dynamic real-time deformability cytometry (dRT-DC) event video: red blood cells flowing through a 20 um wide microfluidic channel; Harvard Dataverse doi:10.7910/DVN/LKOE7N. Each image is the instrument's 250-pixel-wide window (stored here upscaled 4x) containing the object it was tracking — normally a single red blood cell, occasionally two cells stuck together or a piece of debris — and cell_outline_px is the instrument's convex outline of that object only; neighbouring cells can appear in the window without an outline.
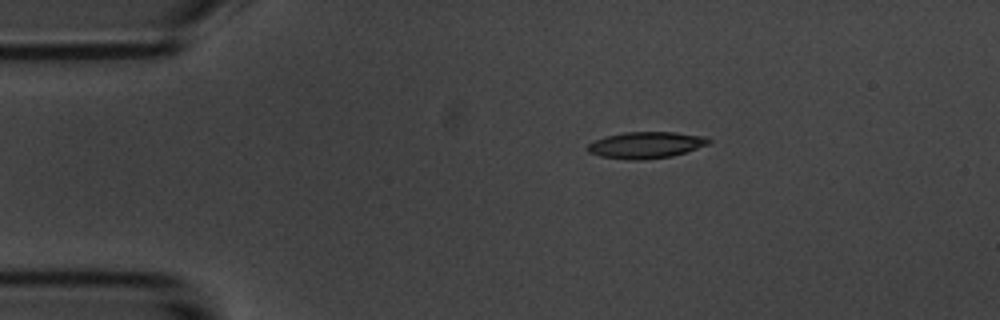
{"species": "common noctule bat (a hibernating species)", "species_latin": "Nyctalus noctula", "temperature_condition": "room temperature", "stored_images_in_passage": 7, "camera_frame_rate_fps": 3000, "um_per_image_px": 0.085, "animal": {"sex": "male", "body_mass_g": 20.1, "forearm_length_mm": 53.5}, "frame": {"image": 1, "passage_image": 1, "time_ms": 0.0, "image_size_px": [1000, 320], "cell_outline_px": [[712, 140], [708, 144], [672, 156], [644, 160], [628, 160], [600, 156], [588, 152], [588, 144], [604, 136], [624, 132], [676, 132], [708, 136]], "centroid_in_image_um": [54.92, 12.32], "position_along_channel_um": 30.1, "area_um2": 18.79}}
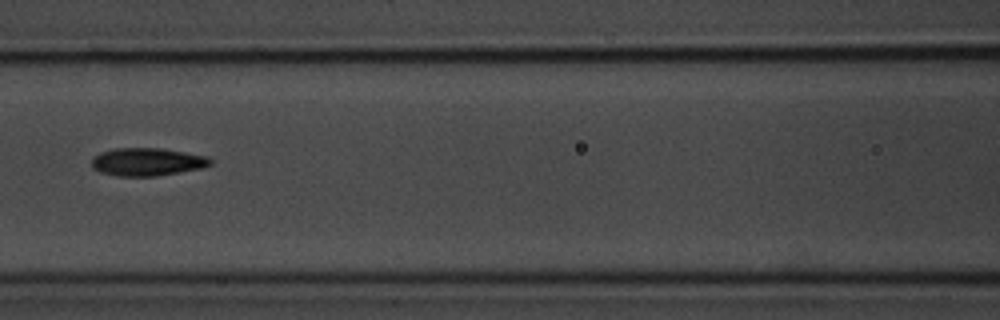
{"frame": {"image": 2, "passage_image": 5, "time_ms": 4.667, "image_size_px": [1000, 320], "cell_outline_px": [[212, 164], [200, 168], [180, 172], [156, 176], [116, 176], [100, 172], [92, 168], [92, 156], [100, 152], [112, 148], [160, 148], [208, 156], [212, 160]], "centroid_in_image_um": [12.47, 13.75], "position_along_channel_um": 154.1, "area_um2": 19.42}}
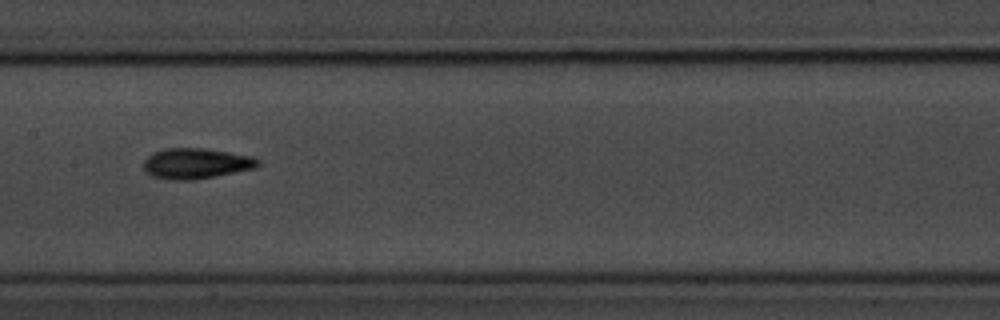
{"frame": {"image": 3, "passage_image": 6, "time_ms": 5.667, "image_size_px": [1000, 320], "cell_outline_px": [[260, 164], [256, 168], [192, 180], [176, 180], [152, 176], [144, 168], [144, 160], [152, 152], [164, 148], [204, 148], [252, 156], [260, 160]], "centroid_in_image_um": [16.67, 13.88], "position_along_channel_um": 190.7, "area_um2": 20.23}}